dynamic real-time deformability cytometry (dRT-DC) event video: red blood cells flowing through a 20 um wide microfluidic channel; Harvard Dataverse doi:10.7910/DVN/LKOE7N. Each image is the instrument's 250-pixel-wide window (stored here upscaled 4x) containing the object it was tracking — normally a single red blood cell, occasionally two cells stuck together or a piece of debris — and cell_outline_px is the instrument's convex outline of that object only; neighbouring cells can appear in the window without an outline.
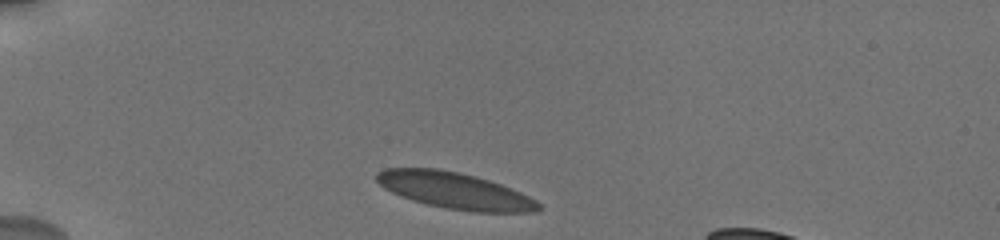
{"species": "human", "species_latin": "Homo sapiens", "temperature_condition": "cold", "stored_images_in_passage": 15, "camera_frame_rate_fps": 3000, "um_per_image_px": 0.085, "donor": {"sex": "male"}, "frame": {"image": 1, "passage_image": 1, "time_ms": 0.0, "image_size_px": [1000, 240], "cell_outline_px": [[544, 208], [536, 212], [476, 212], [448, 208], [428, 204], [412, 200], [400, 196], [384, 188], [376, 180], [376, 172], [384, 168], [436, 168], [456, 172], [488, 180], [500, 184], [520, 192], [536, 200]], "centroid_in_image_um": [38.66, 16.21], "position_along_channel_um": 46.3, "area_um2": 34.04}}
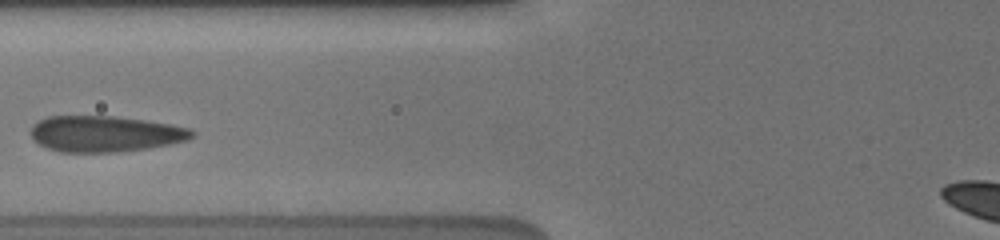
{"frame": {"image": 2, "passage_image": 6, "time_ms": 3.0, "image_size_px": [1000, 240], "cell_outline_px": [[196, 136], [188, 140], [148, 148], [116, 152], [60, 152], [48, 148], [32, 140], [32, 124], [48, 116], [112, 116], [144, 120], [168, 124], [188, 128], [196, 132]], "centroid_in_image_um": [8.93, 11.38], "position_along_channel_um": 116.9, "area_um2": 33.76}}
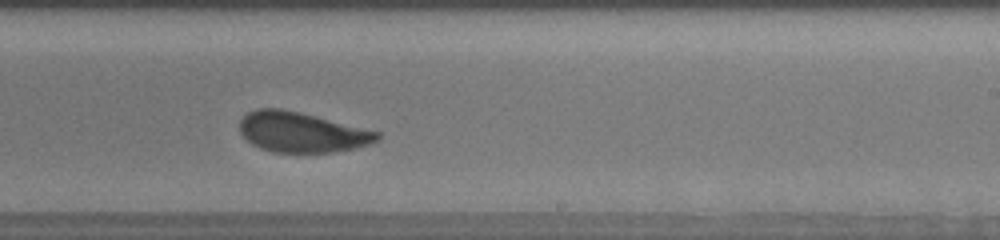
{"frame": {"image": 3, "passage_image": 13, "time_ms": 7.0, "image_size_px": [1000, 240], "cell_outline_px": [[380, 140], [356, 148], [332, 152], [272, 152], [260, 148], [252, 144], [240, 132], [240, 120], [248, 112], [256, 108], [280, 108], [300, 112], [380, 132]], "centroid_in_image_um": [25.64, 11.23], "position_along_channel_um": 263.4, "area_um2": 32.08}}